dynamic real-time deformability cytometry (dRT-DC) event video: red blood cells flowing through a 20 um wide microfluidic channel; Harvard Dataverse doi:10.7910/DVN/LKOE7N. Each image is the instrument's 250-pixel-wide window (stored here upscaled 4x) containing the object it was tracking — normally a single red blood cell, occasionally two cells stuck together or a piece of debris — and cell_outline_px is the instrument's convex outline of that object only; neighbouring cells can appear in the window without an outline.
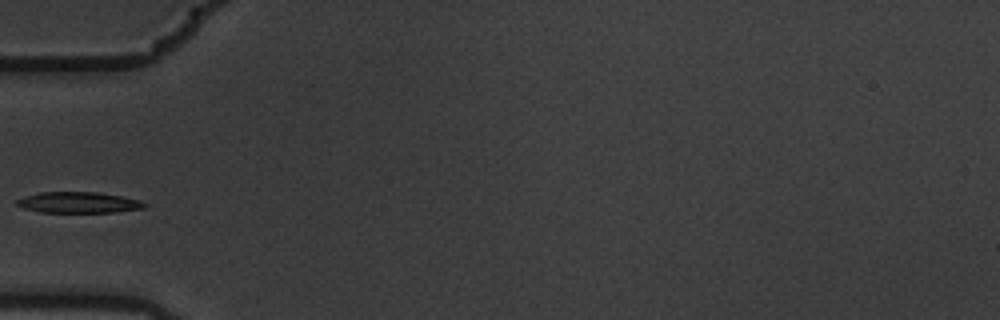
{"species": "common noctule bat (a hibernating species)", "species_latin": "Nyctalus noctula", "temperature_condition": "warm", "stored_images_in_passage": 13, "camera_frame_rate_fps": 3000, "um_per_image_px": 0.085, "animal": {"sex": "male", "body_mass_g": 19.5, "forearm_length_mm": 54.6}, "frame": {"image": 1, "passage_image": 3, "time_ms": 0.667, "image_size_px": [1000, 320], "cell_outline_px": [[148, 204], [144, 208], [116, 212], [40, 212], [24, 208], [16, 204], [16, 200], [24, 196], [40, 192], [96, 192], [120, 196], [140, 200]], "centroid_in_image_um": [6.68, 17.21], "position_along_channel_um": 78.3, "area_um2": 15.55}}
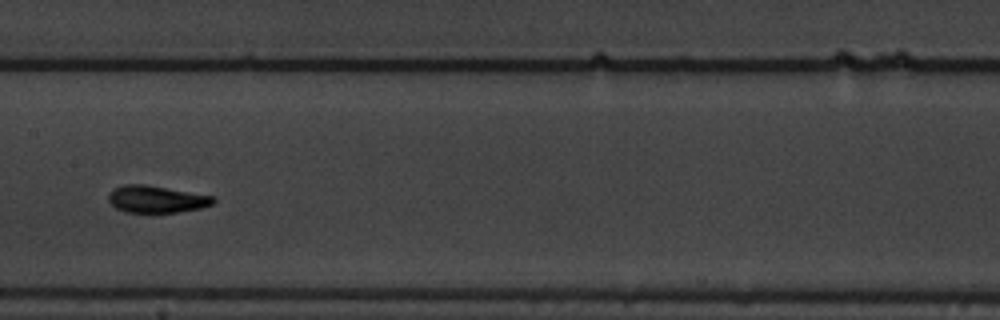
{"frame": {"image": 2, "passage_image": 6, "time_ms": 1.667, "image_size_px": [1000, 320], "cell_outline_px": [[216, 200], [212, 204], [200, 208], [176, 212], [124, 212], [116, 208], [108, 200], [108, 196], [112, 188], [124, 184], [144, 184], [212, 196]], "centroid_in_image_um": [13.24, 16.92], "position_along_channel_um": 194.2, "area_um2": 16.36}}
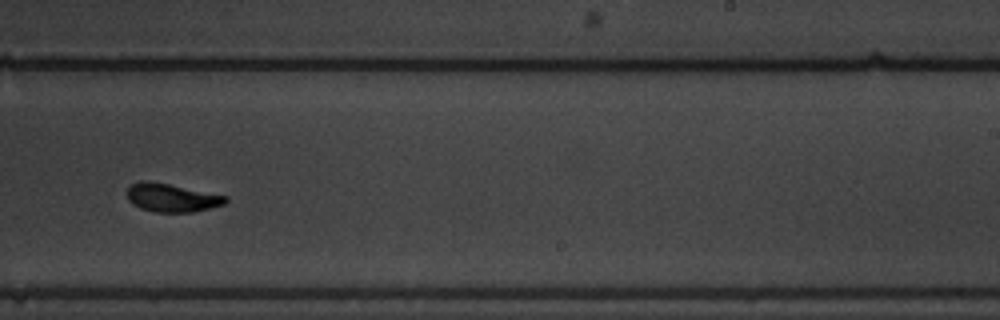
{"frame": {"image": 3, "passage_image": 8, "time_ms": 2.333, "image_size_px": [1000, 320], "cell_outline_px": [[228, 200], [224, 204], [192, 212], [156, 212], [140, 208], [132, 204], [128, 200], [124, 192], [132, 184], [140, 180], [148, 180], [228, 196]], "centroid_in_image_um": [14.54, 16.8], "position_along_channel_um": 274.5, "area_um2": 16.3}}